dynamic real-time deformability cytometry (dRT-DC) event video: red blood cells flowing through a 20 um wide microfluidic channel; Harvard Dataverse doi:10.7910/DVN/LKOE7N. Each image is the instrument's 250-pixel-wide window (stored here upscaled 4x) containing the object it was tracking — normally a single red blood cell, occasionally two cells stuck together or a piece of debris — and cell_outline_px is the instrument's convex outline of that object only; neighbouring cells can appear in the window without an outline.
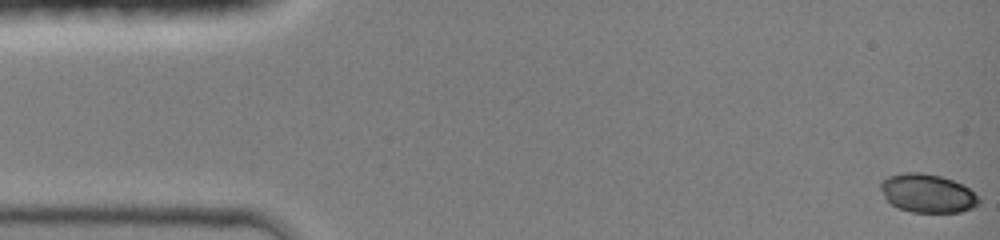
{"species": "common noctule bat (a hibernating species)", "species_latin": "Nyctalus noctula", "temperature_condition": "room temperature", "stored_images_in_passage": 15, "camera_frame_rate_fps": 3000, "um_per_image_px": 0.085, "animal": {"sex": "female", "body_mass_g": 19.0, "forearm_length_mm": 51.5}, "frame": {"image": 1, "passage_image": 1, "time_ms": 0.0, "image_size_px": [1000, 240], "cell_outline_px": [[980, 204], [972, 208], [960, 212], [912, 212], [900, 208], [892, 204], [884, 196], [880, 188], [880, 180], [888, 176], [904, 172], [920, 172], [940, 176], [952, 180], [968, 188], [980, 200]], "centroid_in_image_um": [78.81, 16.42], "position_along_channel_um": 6.2, "area_um2": 21.91}}
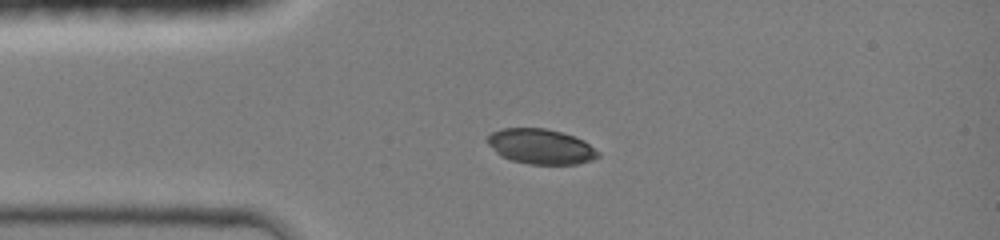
{"frame": {"image": 2, "passage_image": 8, "time_ms": 3.333, "image_size_px": [1000, 240], "cell_outline_px": [[600, 156], [592, 160], [576, 164], [528, 164], [512, 160], [500, 156], [484, 140], [492, 132], [500, 128], [544, 128], [560, 132], [584, 140], [600, 152]], "centroid_in_image_um": [45.95, 12.45], "position_along_channel_um": 39.0, "area_um2": 22.72}}
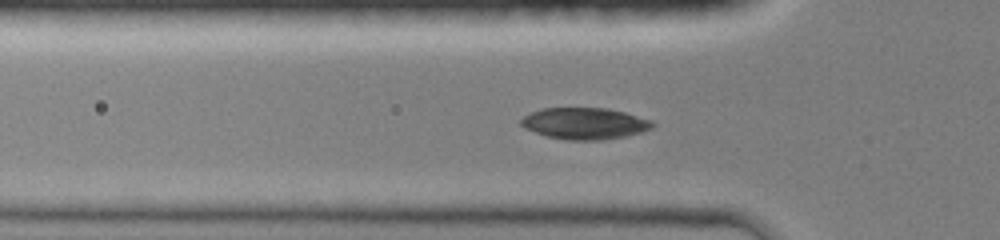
{"frame": {"image": 3, "passage_image": 12, "time_ms": 4.667, "image_size_px": [1000, 240], "cell_outline_px": [[656, 124], [652, 128], [640, 132], [624, 136], [600, 140], [568, 140], [548, 136], [524, 128], [520, 124], [520, 120], [524, 116], [540, 108], [608, 108], [624, 112], [652, 120]], "centroid_in_image_um": [49.7, 10.48], "position_along_channel_um": 76.1, "area_um2": 24.04}}